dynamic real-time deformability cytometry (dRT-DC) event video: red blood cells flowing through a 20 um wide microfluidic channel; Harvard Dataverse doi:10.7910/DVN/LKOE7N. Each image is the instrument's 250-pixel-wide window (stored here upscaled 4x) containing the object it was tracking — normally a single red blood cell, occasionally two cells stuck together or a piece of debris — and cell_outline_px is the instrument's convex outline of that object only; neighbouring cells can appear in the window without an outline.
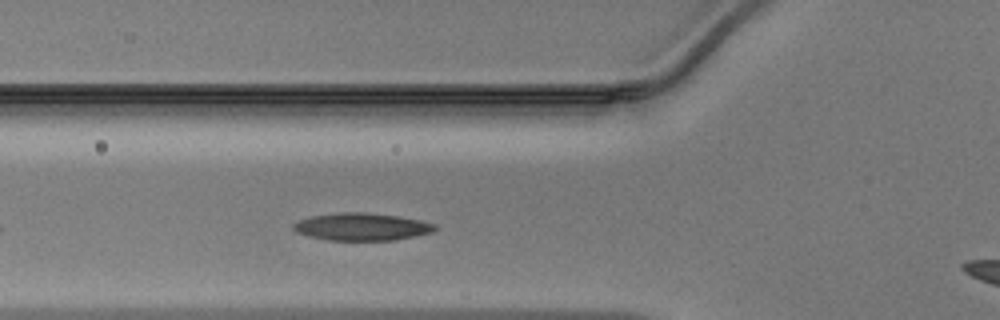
{"species": "Egyptian fruit bat (a non-hibernating species)", "species_latin": "Rousettus aegyptiacus", "temperature_condition": "warm", "stored_images_in_passage": 29, "camera_frame_rate_fps": 3000, "um_per_image_px": 0.085, "animal": {"sex": "male"}, "frame": {"image": 1, "passage_image": 3, "time_ms": 0.667, "image_size_px": [1000, 320], "cell_outline_px": [[436, 228], [432, 232], [392, 240], [328, 240], [308, 236], [296, 232], [292, 228], [292, 224], [300, 220], [312, 216], [340, 212], [368, 212], [396, 216], [420, 220], [436, 224]], "centroid_in_image_um": [30.71, 19.27], "position_along_channel_um": 95.1, "area_um2": 22.48}}
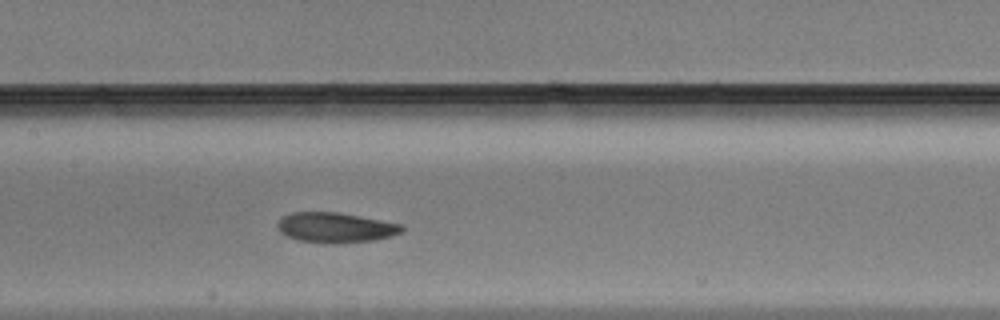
{"frame": {"image": 2, "passage_image": 9, "time_ms": 2.667, "image_size_px": [1000, 320], "cell_outline_px": [[404, 232], [392, 236], [372, 240], [340, 244], [332, 244], [300, 240], [288, 236], [280, 232], [276, 224], [284, 216], [292, 212], [336, 212], [404, 224]], "centroid_in_image_um": [28.56, 19.35], "position_along_channel_um": 178.8, "area_um2": 21.85}}
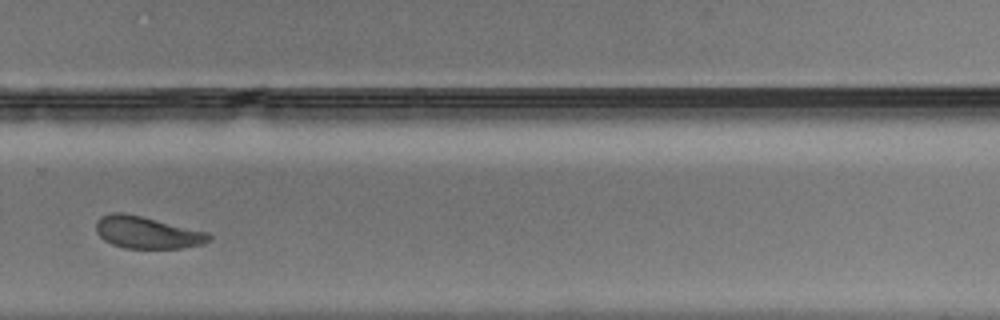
{"frame": {"image": 3, "passage_image": 19, "time_ms": 6.0, "image_size_px": [1000, 320], "cell_outline_px": [[212, 240], [200, 244], [184, 248], [124, 248], [112, 244], [104, 240], [96, 232], [96, 220], [100, 216], [112, 212], [124, 212], [208, 232], [212, 236]], "centroid_in_image_um": [12.48, 19.75], "position_along_channel_um": 317.3, "area_um2": 21.15}}